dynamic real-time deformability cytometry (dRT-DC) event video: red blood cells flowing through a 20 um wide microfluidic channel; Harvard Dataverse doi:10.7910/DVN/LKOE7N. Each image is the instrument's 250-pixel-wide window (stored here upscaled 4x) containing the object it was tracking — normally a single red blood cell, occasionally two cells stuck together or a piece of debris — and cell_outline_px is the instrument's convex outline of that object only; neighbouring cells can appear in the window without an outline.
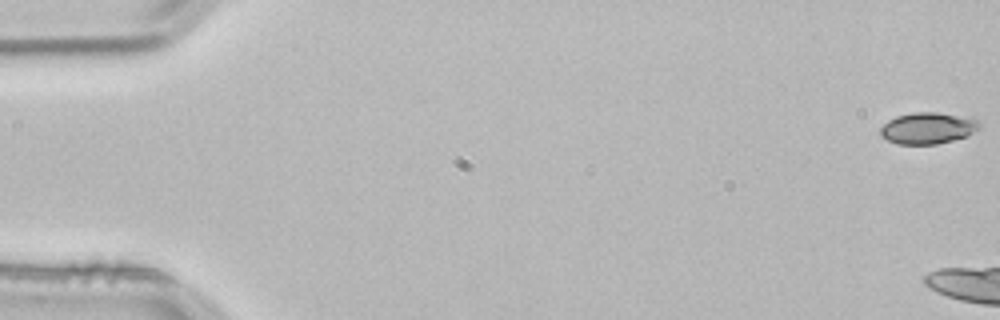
{"species": "common noctule bat (a hibernating species)", "species_latin": "Nyctalus noctula", "temperature_condition": "room temperature", "stored_images_in_passage": 5, "camera_frame_rate_fps": 3000, "um_per_image_px": 0.085, "animal": {"sex": "male", "body_mass_g": 21.5, "forearm_length_mm": 52.0}, "frame": {"image": 1, "passage_image": 1, "time_ms": 0.0, "image_size_px": [1000, 320], "cell_outline_px": [[980, 128], [968, 136], [936, 144], [896, 144], [880, 136], [880, 128], [888, 120], [896, 116], [912, 112], [936, 112], [972, 116], [980, 124]], "centroid_in_image_um": [78.88, 10.88], "position_along_channel_um": 6.1, "area_um2": 18.44}}